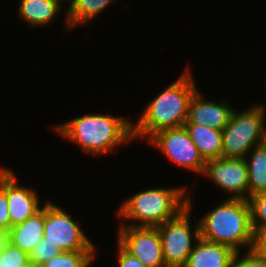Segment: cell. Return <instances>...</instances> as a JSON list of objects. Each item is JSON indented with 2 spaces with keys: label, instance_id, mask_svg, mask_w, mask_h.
Returning <instances> with one entry per match:
<instances>
[{
  "label": "cell",
  "instance_id": "6da1fadb",
  "mask_svg": "<svg viewBox=\"0 0 266 267\" xmlns=\"http://www.w3.org/2000/svg\"><path fill=\"white\" fill-rule=\"evenodd\" d=\"M192 74L187 70L156 96L141 114L136 124L133 123V139H149L157 131L166 128L184 126L188 119L189 103L197 90Z\"/></svg>",
  "mask_w": 266,
  "mask_h": 267
},
{
  "label": "cell",
  "instance_id": "7a4b0ae2",
  "mask_svg": "<svg viewBox=\"0 0 266 267\" xmlns=\"http://www.w3.org/2000/svg\"><path fill=\"white\" fill-rule=\"evenodd\" d=\"M56 129L61 136L80 145L83 151L96 156L134 140L133 122L109 114L76 117Z\"/></svg>",
  "mask_w": 266,
  "mask_h": 267
},
{
  "label": "cell",
  "instance_id": "3957f363",
  "mask_svg": "<svg viewBox=\"0 0 266 267\" xmlns=\"http://www.w3.org/2000/svg\"><path fill=\"white\" fill-rule=\"evenodd\" d=\"M200 238L226 245L235 252L254 245V231L251 224V210L246 199H225L199 222Z\"/></svg>",
  "mask_w": 266,
  "mask_h": 267
},
{
  "label": "cell",
  "instance_id": "277c9868",
  "mask_svg": "<svg viewBox=\"0 0 266 267\" xmlns=\"http://www.w3.org/2000/svg\"><path fill=\"white\" fill-rule=\"evenodd\" d=\"M184 192L185 187L138 192L120 206L119 216L124 217V220L129 219V222L136 221L130 223V226L157 227L175 218L188 206V196H184Z\"/></svg>",
  "mask_w": 266,
  "mask_h": 267
},
{
  "label": "cell",
  "instance_id": "5b68a950",
  "mask_svg": "<svg viewBox=\"0 0 266 267\" xmlns=\"http://www.w3.org/2000/svg\"><path fill=\"white\" fill-rule=\"evenodd\" d=\"M265 108L260 104L243 112L233 111L222 130L221 157L247 158L254 146L266 141Z\"/></svg>",
  "mask_w": 266,
  "mask_h": 267
},
{
  "label": "cell",
  "instance_id": "8992f818",
  "mask_svg": "<svg viewBox=\"0 0 266 267\" xmlns=\"http://www.w3.org/2000/svg\"><path fill=\"white\" fill-rule=\"evenodd\" d=\"M188 195V206L175 218L157 226L161 237L163 257L167 267H184L190 253L193 251L195 242L200 239L199 222L191 232L190 211L191 201Z\"/></svg>",
  "mask_w": 266,
  "mask_h": 267
},
{
  "label": "cell",
  "instance_id": "52a82bcc",
  "mask_svg": "<svg viewBox=\"0 0 266 267\" xmlns=\"http://www.w3.org/2000/svg\"><path fill=\"white\" fill-rule=\"evenodd\" d=\"M44 238L61 252L96 251L80 225L53 202H45Z\"/></svg>",
  "mask_w": 266,
  "mask_h": 267
},
{
  "label": "cell",
  "instance_id": "ba28073f",
  "mask_svg": "<svg viewBox=\"0 0 266 267\" xmlns=\"http://www.w3.org/2000/svg\"><path fill=\"white\" fill-rule=\"evenodd\" d=\"M148 141L158 147L172 163L197 173L204 172L206 161L184 126L157 131Z\"/></svg>",
  "mask_w": 266,
  "mask_h": 267
},
{
  "label": "cell",
  "instance_id": "9c48e42d",
  "mask_svg": "<svg viewBox=\"0 0 266 267\" xmlns=\"http://www.w3.org/2000/svg\"><path fill=\"white\" fill-rule=\"evenodd\" d=\"M118 243L146 267H167L157 227L120 224Z\"/></svg>",
  "mask_w": 266,
  "mask_h": 267
},
{
  "label": "cell",
  "instance_id": "30bf717a",
  "mask_svg": "<svg viewBox=\"0 0 266 267\" xmlns=\"http://www.w3.org/2000/svg\"><path fill=\"white\" fill-rule=\"evenodd\" d=\"M205 174L218 188L232 194L228 198L248 200V168L245 158L221 157L207 160L202 175Z\"/></svg>",
  "mask_w": 266,
  "mask_h": 267
},
{
  "label": "cell",
  "instance_id": "8fae6325",
  "mask_svg": "<svg viewBox=\"0 0 266 267\" xmlns=\"http://www.w3.org/2000/svg\"><path fill=\"white\" fill-rule=\"evenodd\" d=\"M0 187L7 195L11 227L24 222L42 209V206H39L40 199L36 191L20 186L11 169L0 170Z\"/></svg>",
  "mask_w": 266,
  "mask_h": 267
},
{
  "label": "cell",
  "instance_id": "7c38bea8",
  "mask_svg": "<svg viewBox=\"0 0 266 267\" xmlns=\"http://www.w3.org/2000/svg\"><path fill=\"white\" fill-rule=\"evenodd\" d=\"M227 103L223 100L221 103L205 100L196 90L190 100L188 119L185 123L199 124L222 131L234 111Z\"/></svg>",
  "mask_w": 266,
  "mask_h": 267
},
{
  "label": "cell",
  "instance_id": "4fadbf2b",
  "mask_svg": "<svg viewBox=\"0 0 266 267\" xmlns=\"http://www.w3.org/2000/svg\"><path fill=\"white\" fill-rule=\"evenodd\" d=\"M235 251L223 244L198 239L184 267H229Z\"/></svg>",
  "mask_w": 266,
  "mask_h": 267
},
{
  "label": "cell",
  "instance_id": "5bb4252c",
  "mask_svg": "<svg viewBox=\"0 0 266 267\" xmlns=\"http://www.w3.org/2000/svg\"><path fill=\"white\" fill-rule=\"evenodd\" d=\"M44 225L45 204L34 216L12 226L7 232L8 241L30 254L35 245L44 238Z\"/></svg>",
  "mask_w": 266,
  "mask_h": 267
},
{
  "label": "cell",
  "instance_id": "9a60e30c",
  "mask_svg": "<svg viewBox=\"0 0 266 267\" xmlns=\"http://www.w3.org/2000/svg\"><path fill=\"white\" fill-rule=\"evenodd\" d=\"M184 127L205 161L221 158V130L193 123H185Z\"/></svg>",
  "mask_w": 266,
  "mask_h": 267
},
{
  "label": "cell",
  "instance_id": "2e32d148",
  "mask_svg": "<svg viewBox=\"0 0 266 267\" xmlns=\"http://www.w3.org/2000/svg\"><path fill=\"white\" fill-rule=\"evenodd\" d=\"M61 3L57 0H20L19 17L32 27L46 26L56 18L61 10Z\"/></svg>",
  "mask_w": 266,
  "mask_h": 267
},
{
  "label": "cell",
  "instance_id": "e0dca14e",
  "mask_svg": "<svg viewBox=\"0 0 266 267\" xmlns=\"http://www.w3.org/2000/svg\"><path fill=\"white\" fill-rule=\"evenodd\" d=\"M249 160L245 158L248 168V199L266 192V141L254 146Z\"/></svg>",
  "mask_w": 266,
  "mask_h": 267
},
{
  "label": "cell",
  "instance_id": "ac0fdd59",
  "mask_svg": "<svg viewBox=\"0 0 266 267\" xmlns=\"http://www.w3.org/2000/svg\"><path fill=\"white\" fill-rule=\"evenodd\" d=\"M113 0H74L67 8L66 25L74 28L78 24L89 22L96 15L104 11Z\"/></svg>",
  "mask_w": 266,
  "mask_h": 267
},
{
  "label": "cell",
  "instance_id": "d6986e66",
  "mask_svg": "<svg viewBox=\"0 0 266 267\" xmlns=\"http://www.w3.org/2000/svg\"><path fill=\"white\" fill-rule=\"evenodd\" d=\"M95 255V251L61 252L40 267H88Z\"/></svg>",
  "mask_w": 266,
  "mask_h": 267
},
{
  "label": "cell",
  "instance_id": "ffe728a7",
  "mask_svg": "<svg viewBox=\"0 0 266 267\" xmlns=\"http://www.w3.org/2000/svg\"><path fill=\"white\" fill-rule=\"evenodd\" d=\"M251 210V224L254 234L266 229V192L255 194L248 199Z\"/></svg>",
  "mask_w": 266,
  "mask_h": 267
},
{
  "label": "cell",
  "instance_id": "44dd1931",
  "mask_svg": "<svg viewBox=\"0 0 266 267\" xmlns=\"http://www.w3.org/2000/svg\"><path fill=\"white\" fill-rule=\"evenodd\" d=\"M29 260V254L7 241L0 252V267H22Z\"/></svg>",
  "mask_w": 266,
  "mask_h": 267
},
{
  "label": "cell",
  "instance_id": "7402d4cb",
  "mask_svg": "<svg viewBox=\"0 0 266 267\" xmlns=\"http://www.w3.org/2000/svg\"><path fill=\"white\" fill-rule=\"evenodd\" d=\"M61 251L50 242L48 239L42 238L35 248L29 254V260L37 266L49 261L51 258L56 257Z\"/></svg>",
  "mask_w": 266,
  "mask_h": 267
},
{
  "label": "cell",
  "instance_id": "603a6c76",
  "mask_svg": "<svg viewBox=\"0 0 266 267\" xmlns=\"http://www.w3.org/2000/svg\"><path fill=\"white\" fill-rule=\"evenodd\" d=\"M246 253L241 257L240 254L242 253L240 251L235 252L229 267H266V258L260 256L253 248L248 249Z\"/></svg>",
  "mask_w": 266,
  "mask_h": 267
},
{
  "label": "cell",
  "instance_id": "cb8c5ba5",
  "mask_svg": "<svg viewBox=\"0 0 266 267\" xmlns=\"http://www.w3.org/2000/svg\"><path fill=\"white\" fill-rule=\"evenodd\" d=\"M11 228L9 206L6 192L0 187V230L8 232Z\"/></svg>",
  "mask_w": 266,
  "mask_h": 267
},
{
  "label": "cell",
  "instance_id": "d4e9b609",
  "mask_svg": "<svg viewBox=\"0 0 266 267\" xmlns=\"http://www.w3.org/2000/svg\"><path fill=\"white\" fill-rule=\"evenodd\" d=\"M117 244L119 249V267H146L139 259L128 253L119 243Z\"/></svg>",
  "mask_w": 266,
  "mask_h": 267
},
{
  "label": "cell",
  "instance_id": "484cf974",
  "mask_svg": "<svg viewBox=\"0 0 266 267\" xmlns=\"http://www.w3.org/2000/svg\"><path fill=\"white\" fill-rule=\"evenodd\" d=\"M253 249L263 258H266V229L258 230L254 234Z\"/></svg>",
  "mask_w": 266,
  "mask_h": 267
},
{
  "label": "cell",
  "instance_id": "4316f807",
  "mask_svg": "<svg viewBox=\"0 0 266 267\" xmlns=\"http://www.w3.org/2000/svg\"><path fill=\"white\" fill-rule=\"evenodd\" d=\"M7 241L8 233L4 230H0V252Z\"/></svg>",
  "mask_w": 266,
  "mask_h": 267
},
{
  "label": "cell",
  "instance_id": "83f0119b",
  "mask_svg": "<svg viewBox=\"0 0 266 267\" xmlns=\"http://www.w3.org/2000/svg\"><path fill=\"white\" fill-rule=\"evenodd\" d=\"M22 267H40V266H37V265H35L34 263H31V262H28L25 266H22Z\"/></svg>",
  "mask_w": 266,
  "mask_h": 267
},
{
  "label": "cell",
  "instance_id": "f1b7e54d",
  "mask_svg": "<svg viewBox=\"0 0 266 267\" xmlns=\"http://www.w3.org/2000/svg\"><path fill=\"white\" fill-rule=\"evenodd\" d=\"M57 1H59V2L61 3L62 1H65V0H57ZM73 1H74V0H71V1H70V4H72Z\"/></svg>",
  "mask_w": 266,
  "mask_h": 267
}]
</instances>
